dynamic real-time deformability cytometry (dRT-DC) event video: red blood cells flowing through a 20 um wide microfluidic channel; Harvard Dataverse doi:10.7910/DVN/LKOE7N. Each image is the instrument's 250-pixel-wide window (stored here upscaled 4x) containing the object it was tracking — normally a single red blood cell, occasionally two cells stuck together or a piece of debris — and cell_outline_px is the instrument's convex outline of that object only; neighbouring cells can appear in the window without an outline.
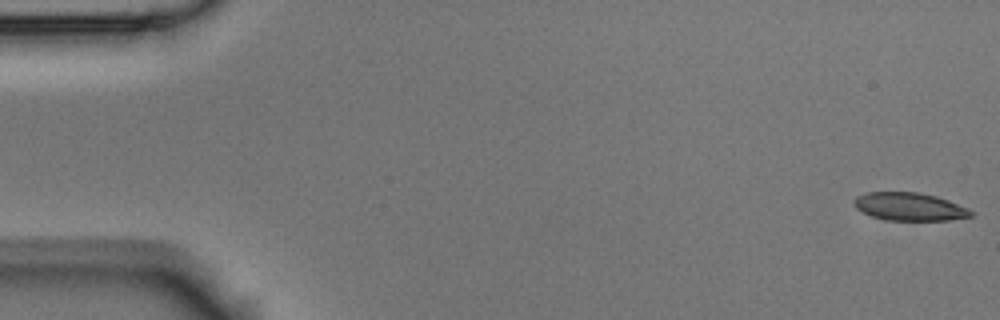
{"species": "Egyptian fruit bat (a non-hibernating species)", "species_latin": "Rousettus aegyptiacus", "temperature_condition": "room temperature", "stored_images_in_passage": 57, "camera_frame_rate_fps": 3000, "um_per_image_px": 0.085, "animal": {"sex": "male"}, "frame": {"image": 1, "passage_image": 1, "time_ms": 0.0, "image_size_px": [1000, 320], "cell_outline_px": [[976, 212], [972, 216], [948, 220], [884, 220], [872, 216], [856, 208], [852, 204], [852, 200], [856, 196], [868, 192], [920, 192], [936, 196], [948, 200], [968, 208]], "centroid_in_image_um": [77.3, 17.56], "position_along_channel_um": 7.7, "area_um2": 19.19}}
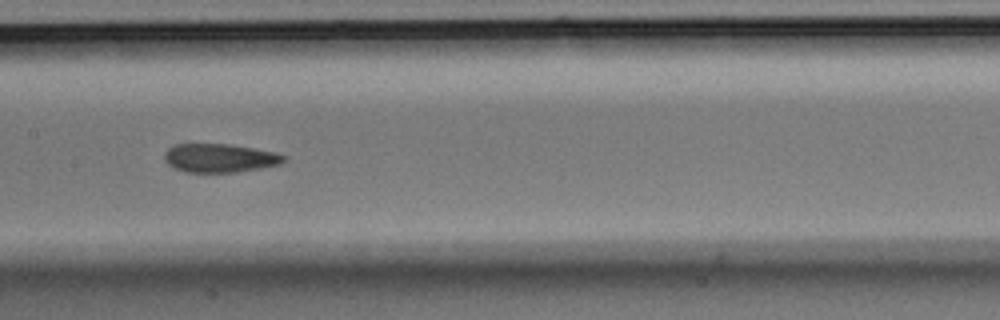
{"frame": {"image": 2, "passage_image": 28, "time_ms": 9.0, "image_size_px": [1000, 320], "cell_outline_px": [[288, 160], [280, 164], [260, 168], [236, 172], [184, 172], [172, 168], [164, 160], [164, 152], [168, 148], [176, 144], [228, 144], [276, 152], [288, 156]], "centroid_in_image_um": [18.68, 13.43], "position_along_channel_um": 188.7, "area_um2": 20.11}}
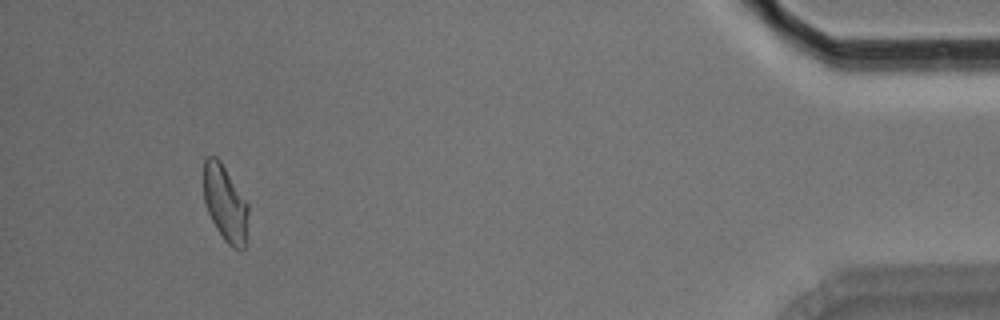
{"frame": {"image": 3, "passage_image": 53, "time_ms": 17.333, "image_size_px": [1000, 320], "cell_outline_px": [[248, 212], [244, 248], [232, 248], [224, 240], [216, 228], [208, 212], [204, 200], [204, 156], [216, 156], [220, 160], [248, 204]], "centroid_in_image_um": [19.12, 17.26], "position_along_channel_um": 416.1, "area_um2": 19.54}, "authors_computed_cell_mechanics": {"area_um2": 20.3456, "velocity_mm_per_s": 3.5416, "shape_relaxation_time_tau1_ms": 6.6053, "shape_relaxation_time_tau2_ms": 2.2955, "deformation_change_tau1": 0.1606, "deformation_change_tau2": 0.0705}}